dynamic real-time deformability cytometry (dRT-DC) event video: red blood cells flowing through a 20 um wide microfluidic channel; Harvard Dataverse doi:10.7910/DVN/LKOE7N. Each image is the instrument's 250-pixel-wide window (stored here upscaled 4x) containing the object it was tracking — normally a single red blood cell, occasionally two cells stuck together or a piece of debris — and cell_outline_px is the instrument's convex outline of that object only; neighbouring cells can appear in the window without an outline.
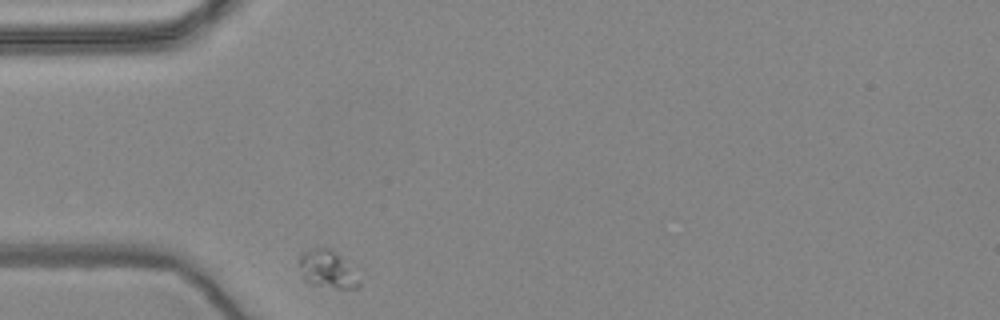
{"species": "common noctule bat (a hibernating species)", "species_latin": "Nyctalus noctula", "temperature_condition": "warm", "stored_images_in_passage": 35, "camera_frame_rate_fps": 3000, "um_per_image_px": 0.085, "animal": {"sex": "female", "body_mass_g": 24.6, "forearm_length_mm": 56.2}, "frame": {"image": 1, "passage_image": 1, "time_ms": 0.0, "image_size_px": [1000, 320], "cell_outline_px": [[360, 288], [336, 288], [312, 284], [304, 280], [300, 264], [300, 252], [312, 248], [328, 248], [340, 260], [360, 284]], "centroid_in_image_um": [27.7, 22.91], "position_along_channel_um": 57.3, "area_um2": 12.02}}
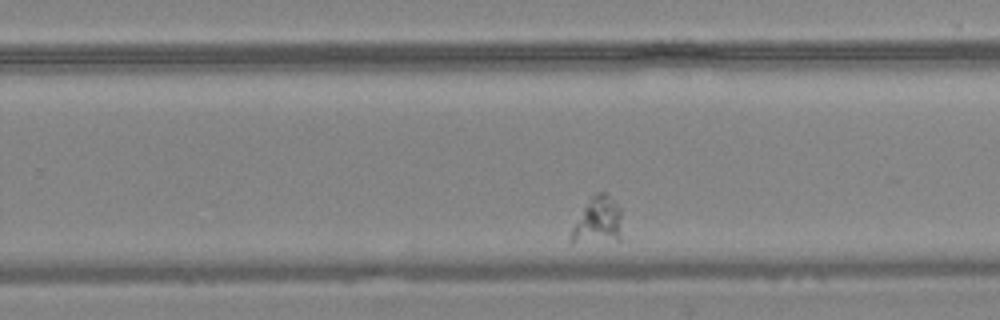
{"frame": {"image": 2, "passage_image": 25, "time_ms": 8.0, "image_size_px": [1000, 320], "cell_outline_px": [[620, 240], [572, 244], [568, 240], [568, 236], [572, 228], [584, 208], [592, 196], [596, 192], [608, 192], [620, 208]], "centroid_in_image_um": [50.79, 18.79], "position_along_channel_um": 279.0, "area_um2": 14.05}}
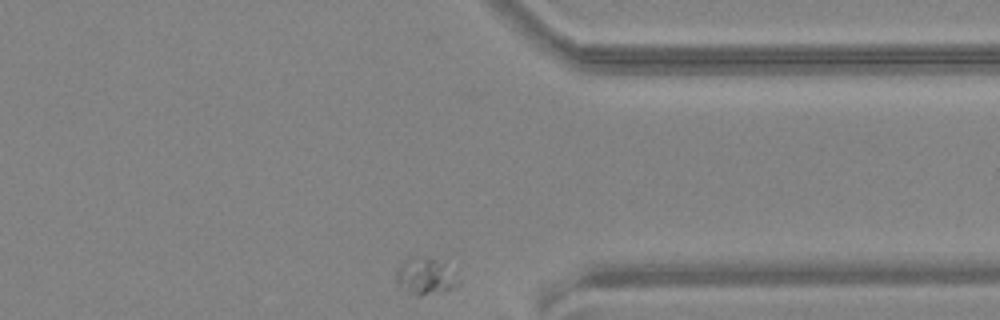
{"frame": {"image": 3, "passage_image": 35, "time_ms": 11.333, "image_size_px": [1000, 320], "cell_outline_px": [[460, 284], [456, 288], [444, 292], [420, 296], [416, 296], [396, 284], [396, 272], [404, 264], [416, 256], [432, 260], [440, 264], [460, 280]], "centroid_in_image_um": [36.16, 23.59], "position_along_channel_um": 375.2, "area_um2": 12.54}}